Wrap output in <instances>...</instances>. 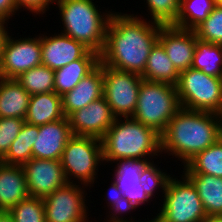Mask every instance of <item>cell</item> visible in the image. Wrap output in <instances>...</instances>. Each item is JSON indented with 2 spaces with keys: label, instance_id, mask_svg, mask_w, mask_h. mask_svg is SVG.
Returning a JSON list of instances; mask_svg holds the SVG:
<instances>
[{
  "label": "cell",
  "instance_id": "6da1fadb",
  "mask_svg": "<svg viewBox=\"0 0 222 222\" xmlns=\"http://www.w3.org/2000/svg\"><path fill=\"white\" fill-rule=\"evenodd\" d=\"M138 15L112 13L100 62L120 71L142 75L152 47L158 41L161 24ZM151 23V24H150Z\"/></svg>",
  "mask_w": 222,
  "mask_h": 222
},
{
  "label": "cell",
  "instance_id": "7a4b0ae2",
  "mask_svg": "<svg viewBox=\"0 0 222 222\" xmlns=\"http://www.w3.org/2000/svg\"><path fill=\"white\" fill-rule=\"evenodd\" d=\"M161 153L184 163L219 140L216 113L180 108L161 134Z\"/></svg>",
  "mask_w": 222,
  "mask_h": 222
},
{
  "label": "cell",
  "instance_id": "3957f363",
  "mask_svg": "<svg viewBox=\"0 0 222 222\" xmlns=\"http://www.w3.org/2000/svg\"><path fill=\"white\" fill-rule=\"evenodd\" d=\"M123 119L116 118L101 138L103 161L149 159L161 154V135L157 131L133 117Z\"/></svg>",
  "mask_w": 222,
  "mask_h": 222
},
{
  "label": "cell",
  "instance_id": "277c9868",
  "mask_svg": "<svg viewBox=\"0 0 222 222\" xmlns=\"http://www.w3.org/2000/svg\"><path fill=\"white\" fill-rule=\"evenodd\" d=\"M55 2L64 25L61 33L100 55L105 47L106 28L112 12L102 14L92 0H54Z\"/></svg>",
  "mask_w": 222,
  "mask_h": 222
},
{
  "label": "cell",
  "instance_id": "5b68a950",
  "mask_svg": "<svg viewBox=\"0 0 222 222\" xmlns=\"http://www.w3.org/2000/svg\"><path fill=\"white\" fill-rule=\"evenodd\" d=\"M180 108L176 86L142 79L132 117L161 135Z\"/></svg>",
  "mask_w": 222,
  "mask_h": 222
},
{
  "label": "cell",
  "instance_id": "8992f818",
  "mask_svg": "<svg viewBox=\"0 0 222 222\" xmlns=\"http://www.w3.org/2000/svg\"><path fill=\"white\" fill-rule=\"evenodd\" d=\"M176 89L182 108L213 113L222 110V77L191 67L180 72Z\"/></svg>",
  "mask_w": 222,
  "mask_h": 222
},
{
  "label": "cell",
  "instance_id": "52a82bcc",
  "mask_svg": "<svg viewBox=\"0 0 222 222\" xmlns=\"http://www.w3.org/2000/svg\"><path fill=\"white\" fill-rule=\"evenodd\" d=\"M181 177L182 181L169 178L160 213L154 218L157 222H202L207 217L195 186L185 175Z\"/></svg>",
  "mask_w": 222,
  "mask_h": 222
},
{
  "label": "cell",
  "instance_id": "ba28073f",
  "mask_svg": "<svg viewBox=\"0 0 222 222\" xmlns=\"http://www.w3.org/2000/svg\"><path fill=\"white\" fill-rule=\"evenodd\" d=\"M61 163L68 183H73L71 177L77 178L83 188L93 184L98 170V164L103 161L101 139L92 136H72L63 150Z\"/></svg>",
  "mask_w": 222,
  "mask_h": 222
},
{
  "label": "cell",
  "instance_id": "9c48e42d",
  "mask_svg": "<svg viewBox=\"0 0 222 222\" xmlns=\"http://www.w3.org/2000/svg\"><path fill=\"white\" fill-rule=\"evenodd\" d=\"M103 96L116 118L132 117L137 106L142 77L102 64Z\"/></svg>",
  "mask_w": 222,
  "mask_h": 222
},
{
  "label": "cell",
  "instance_id": "30bf717a",
  "mask_svg": "<svg viewBox=\"0 0 222 222\" xmlns=\"http://www.w3.org/2000/svg\"><path fill=\"white\" fill-rule=\"evenodd\" d=\"M85 190L67 183L43 199L45 222H88Z\"/></svg>",
  "mask_w": 222,
  "mask_h": 222
},
{
  "label": "cell",
  "instance_id": "8fae6325",
  "mask_svg": "<svg viewBox=\"0 0 222 222\" xmlns=\"http://www.w3.org/2000/svg\"><path fill=\"white\" fill-rule=\"evenodd\" d=\"M39 65H42L40 36L13 39L8 34L0 59V77L15 79L20 74Z\"/></svg>",
  "mask_w": 222,
  "mask_h": 222
},
{
  "label": "cell",
  "instance_id": "7c38bea8",
  "mask_svg": "<svg viewBox=\"0 0 222 222\" xmlns=\"http://www.w3.org/2000/svg\"><path fill=\"white\" fill-rule=\"evenodd\" d=\"M22 167L31 197L44 198L68 183L60 160L31 158Z\"/></svg>",
  "mask_w": 222,
  "mask_h": 222
},
{
  "label": "cell",
  "instance_id": "4fadbf2b",
  "mask_svg": "<svg viewBox=\"0 0 222 222\" xmlns=\"http://www.w3.org/2000/svg\"><path fill=\"white\" fill-rule=\"evenodd\" d=\"M115 119L104 96L68 116L74 136H92L99 139L107 133Z\"/></svg>",
  "mask_w": 222,
  "mask_h": 222
},
{
  "label": "cell",
  "instance_id": "5bb4252c",
  "mask_svg": "<svg viewBox=\"0 0 222 222\" xmlns=\"http://www.w3.org/2000/svg\"><path fill=\"white\" fill-rule=\"evenodd\" d=\"M197 39L193 30L181 29L173 25H162L158 41L180 73L192 67Z\"/></svg>",
  "mask_w": 222,
  "mask_h": 222
},
{
  "label": "cell",
  "instance_id": "9a60e30c",
  "mask_svg": "<svg viewBox=\"0 0 222 222\" xmlns=\"http://www.w3.org/2000/svg\"><path fill=\"white\" fill-rule=\"evenodd\" d=\"M150 161L149 159H120L113 162L117 163L113 177L114 182L123 192L125 203L130 211L152 199L145 193L139 181L141 171Z\"/></svg>",
  "mask_w": 222,
  "mask_h": 222
},
{
  "label": "cell",
  "instance_id": "2e32d148",
  "mask_svg": "<svg viewBox=\"0 0 222 222\" xmlns=\"http://www.w3.org/2000/svg\"><path fill=\"white\" fill-rule=\"evenodd\" d=\"M42 65L56 70L82 58L90 49L73 38L60 34L40 36Z\"/></svg>",
  "mask_w": 222,
  "mask_h": 222
},
{
  "label": "cell",
  "instance_id": "e0dca14e",
  "mask_svg": "<svg viewBox=\"0 0 222 222\" xmlns=\"http://www.w3.org/2000/svg\"><path fill=\"white\" fill-rule=\"evenodd\" d=\"M72 136L68 117L40 125L32 148V158L61 160L65 145Z\"/></svg>",
  "mask_w": 222,
  "mask_h": 222
},
{
  "label": "cell",
  "instance_id": "ac0fdd59",
  "mask_svg": "<svg viewBox=\"0 0 222 222\" xmlns=\"http://www.w3.org/2000/svg\"><path fill=\"white\" fill-rule=\"evenodd\" d=\"M103 72L102 63L87 74L73 90L62 97V110L65 117L74 111L88 106L92 101L103 96Z\"/></svg>",
  "mask_w": 222,
  "mask_h": 222
},
{
  "label": "cell",
  "instance_id": "d6986e66",
  "mask_svg": "<svg viewBox=\"0 0 222 222\" xmlns=\"http://www.w3.org/2000/svg\"><path fill=\"white\" fill-rule=\"evenodd\" d=\"M27 197L29 192L22 165L0 161V210L9 211Z\"/></svg>",
  "mask_w": 222,
  "mask_h": 222
},
{
  "label": "cell",
  "instance_id": "ffe728a7",
  "mask_svg": "<svg viewBox=\"0 0 222 222\" xmlns=\"http://www.w3.org/2000/svg\"><path fill=\"white\" fill-rule=\"evenodd\" d=\"M99 62L100 55L95 51L89 50L82 58L54 70V92L59 96H63L65 93L73 90Z\"/></svg>",
  "mask_w": 222,
  "mask_h": 222
},
{
  "label": "cell",
  "instance_id": "44dd1931",
  "mask_svg": "<svg viewBox=\"0 0 222 222\" xmlns=\"http://www.w3.org/2000/svg\"><path fill=\"white\" fill-rule=\"evenodd\" d=\"M65 117L62 97L53 92L31 95L25 122L31 125H45Z\"/></svg>",
  "mask_w": 222,
  "mask_h": 222
},
{
  "label": "cell",
  "instance_id": "7402d4cb",
  "mask_svg": "<svg viewBox=\"0 0 222 222\" xmlns=\"http://www.w3.org/2000/svg\"><path fill=\"white\" fill-rule=\"evenodd\" d=\"M31 95L15 79L0 77V118L26 117Z\"/></svg>",
  "mask_w": 222,
  "mask_h": 222
},
{
  "label": "cell",
  "instance_id": "603a6c76",
  "mask_svg": "<svg viewBox=\"0 0 222 222\" xmlns=\"http://www.w3.org/2000/svg\"><path fill=\"white\" fill-rule=\"evenodd\" d=\"M195 186L207 216H222V178L207 174H184Z\"/></svg>",
  "mask_w": 222,
  "mask_h": 222
},
{
  "label": "cell",
  "instance_id": "cb8c5ba5",
  "mask_svg": "<svg viewBox=\"0 0 222 222\" xmlns=\"http://www.w3.org/2000/svg\"><path fill=\"white\" fill-rule=\"evenodd\" d=\"M179 74L167 56L162 44L157 41L151 49L146 62V68L141 77L147 81L164 82L176 86Z\"/></svg>",
  "mask_w": 222,
  "mask_h": 222
},
{
  "label": "cell",
  "instance_id": "d4e9b609",
  "mask_svg": "<svg viewBox=\"0 0 222 222\" xmlns=\"http://www.w3.org/2000/svg\"><path fill=\"white\" fill-rule=\"evenodd\" d=\"M184 174H207L222 178V141L197 153L185 165Z\"/></svg>",
  "mask_w": 222,
  "mask_h": 222
},
{
  "label": "cell",
  "instance_id": "484cf974",
  "mask_svg": "<svg viewBox=\"0 0 222 222\" xmlns=\"http://www.w3.org/2000/svg\"><path fill=\"white\" fill-rule=\"evenodd\" d=\"M216 5L215 0H180L178 16L172 25L194 30L210 15Z\"/></svg>",
  "mask_w": 222,
  "mask_h": 222
},
{
  "label": "cell",
  "instance_id": "4316f807",
  "mask_svg": "<svg viewBox=\"0 0 222 222\" xmlns=\"http://www.w3.org/2000/svg\"><path fill=\"white\" fill-rule=\"evenodd\" d=\"M39 126L24 123L7 154L0 160L6 164L23 165L32 158V148L37 139Z\"/></svg>",
  "mask_w": 222,
  "mask_h": 222
},
{
  "label": "cell",
  "instance_id": "83f0119b",
  "mask_svg": "<svg viewBox=\"0 0 222 222\" xmlns=\"http://www.w3.org/2000/svg\"><path fill=\"white\" fill-rule=\"evenodd\" d=\"M192 68L210 76L222 77V45L197 39Z\"/></svg>",
  "mask_w": 222,
  "mask_h": 222
},
{
  "label": "cell",
  "instance_id": "f1b7e54d",
  "mask_svg": "<svg viewBox=\"0 0 222 222\" xmlns=\"http://www.w3.org/2000/svg\"><path fill=\"white\" fill-rule=\"evenodd\" d=\"M15 80L30 94L36 95L54 91V70L39 65L20 74Z\"/></svg>",
  "mask_w": 222,
  "mask_h": 222
},
{
  "label": "cell",
  "instance_id": "f546056e",
  "mask_svg": "<svg viewBox=\"0 0 222 222\" xmlns=\"http://www.w3.org/2000/svg\"><path fill=\"white\" fill-rule=\"evenodd\" d=\"M14 222H45L44 201L39 197H27L9 210Z\"/></svg>",
  "mask_w": 222,
  "mask_h": 222
},
{
  "label": "cell",
  "instance_id": "4dcf8cb0",
  "mask_svg": "<svg viewBox=\"0 0 222 222\" xmlns=\"http://www.w3.org/2000/svg\"><path fill=\"white\" fill-rule=\"evenodd\" d=\"M193 31L201 41L222 45V7L216 5L210 15Z\"/></svg>",
  "mask_w": 222,
  "mask_h": 222
},
{
  "label": "cell",
  "instance_id": "1f68e13d",
  "mask_svg": "<svg viewBox=\"0 0 222 222\" xmlns=\"http://www.w3.org/2000/svg\"><path fill=\"white\" fill-rule=\"evenodd\" d=\"M153 22L172 25L179 12L180 0H146Z\"/></svg>",
  "mask_w": 222,
  "mask_h": 222
},
{
  "label": "cell",
  "instance_id": "d6a6232c",
  "mask_svg": "<svg viewBox=\"0 0 222 222\" xmlns=\"http://www.w3.org/2000/svg\"><path fill=\"white\" fill-rule=\"evenodd\" d=\"M170 176L171 175L162 172L160 168H157L151 161L148 162L141 171L139 181L145 193L151 198L155 196L153 194L158 188H161L164 192Z\"/></svg>",
  "mask_w": 222,
  "mask_h": 222
},
{
  "label": "cell",
  "instance_id": "836d02e7",
  "mask_svg": "<svg viewBox=\"0 0 222 222\" xmlns=\"http://www.w3.org/2000/svg\"><path fill=\"white\" fill-rule=\"evenodd\" d=\"M24 119L17 117L0 118V160L7 154L12 142L18 136Z\"/></svg>",
  "mask_w": 222,
  "mask_h": 222
},
{
  "label": "cell",
  "instance_id": "e575fe53",
  "mask_svg": "<svg viewBox=\"0 0 222 222\" xmlns=\"http://www.w3.org/2000/svg\"><path fill=\"white\" fill-rule=\"evenodd\" d=\"M111 188L108 189L110 190L109 194H108V208L110 206L111 208V213L110 217L108 215V222H117L120 220H123L122 217H120L119 215L123 214L124 212H128V210H130L124 200V194L123 192L118 188V186L116 185V183L113 181L111 186Z\"/></svg>",
  "mask_w": 222,
  "mask_h": 222
},
{
  "label": "cell",
  "instance_id": "d590c367",
  "mask_svg": "<svg viewBox=\"0 0 222 222\" xmlns=\"http://www.w3.org/2000/svg\"><path fill=\"white\" fill-rule=\"evenodd\" d=\"M17 11L24 7L27 8L30 12L36 14H44L49 9V5L54 3V0H14Z\"/></svg>",
  "mask_w": 222,
  "mask_h": 222
},
{
  "label": "cell",
  "instance_id": "8d00e7d4",
  "mask_svg": "<svg viewBox=\"0 0 222 222\" xmlns=\"http://www.w3.org/2000/svg\"><path fill=\"white\" fill-rule=\"evenodd\" d=\"M17 12V7L14 0H0V18L8 20ZM12 16V17H10Z\"/></svg>",
  "mask_w": 222,
  "mask_h": 222
},
{
  "label": "cell",
  "instance_id": "74e56055",
  "mask_svg": "<svg viewBox=\"0 0 222 222\" xmlns=\"http://www.w3.org/2000/svg\"><path fill=\"white\" fill-rule=\"evenodd\" d=\"M6 20L0 18V59H1V54H2V49L4 42L8 36L9 33L6 31L5 23H7Z\"/></svg>",
  "mask_w": 222,
  "mask_h": 222
},
{
  "label": "cell",
  "instance_id": "f35d334b",
  "mask_svg": "<svg viewBox=\"0 0 222 222\" xmlns=\"http://www.w3.org/2000/svg\"><path fill=\"white\" fill-rule=\"evenodd\" d=\"M0 222H14L9 211L0 210Z\"/></svg>",
  "mask_w": 222,
  "mask_h": 222
},
{
  "label": "cell",
  "instance_id": "ab89813d",
  "mask_svg": "<svg viewBox=\"0 0 222 222\" xmlns=\"http://www.w3.org/2000/svg\"><path fill=\"white\" fill-rule=\"evenodd\" d=\"M216 117L218 122L219 140L222 141V110L216 113Z\"/></svg>",
  "mask_w": 222,
  "mask_h": 222
},
{
  "label": "cell",
  "instance_id": "60d3db41",
  "mask_svg": "<svg viewBox=\"0 0 222 222\" xmlns=\"http://www.w3.org/2000/svg\"><path fill=\"white\" fill-rule=\"evenodd\" d=\"M202 222H222V216H207Z\"/></svg>",
  "mask_w": 222,
  "mask_h": 222
},
{
  "label": "cell",
  "instance_id": "b9f144b4",
  "mask_svg": "<svg viewBox=\"0 0 222 222\" xmlns=\"http://www.w3.org/2000/svg\"><path fill=\"white\" fill-rule=\"evenodd\" d=\"M117 222H135L134 220L132 221V219L131 220H125V219H123V220H120V221H117ZM137 222V221H136ZM139 222V221H138ZM140 222H143V221H140ZM145 222H157L154 218L153 219H151V220H149V221H145Z\"/></svg>",
  "mask_w": 222,
  "mask_h": 222
},
{
  "label": "cell",
  "instance_id": "7bdbcfd3",
  "mask_svg": "<svg viewBox=\"0 0 222 222\" xmlns=\"http://www.w3.org/2000/svg\"><path fill=\"white\" fill-rule=\"evenodd\" d=\"M216 4L222 7V0H215Z\"/></svg>",
  "mask_w": 222,
  "mask_h": 222
}]
</instances>
